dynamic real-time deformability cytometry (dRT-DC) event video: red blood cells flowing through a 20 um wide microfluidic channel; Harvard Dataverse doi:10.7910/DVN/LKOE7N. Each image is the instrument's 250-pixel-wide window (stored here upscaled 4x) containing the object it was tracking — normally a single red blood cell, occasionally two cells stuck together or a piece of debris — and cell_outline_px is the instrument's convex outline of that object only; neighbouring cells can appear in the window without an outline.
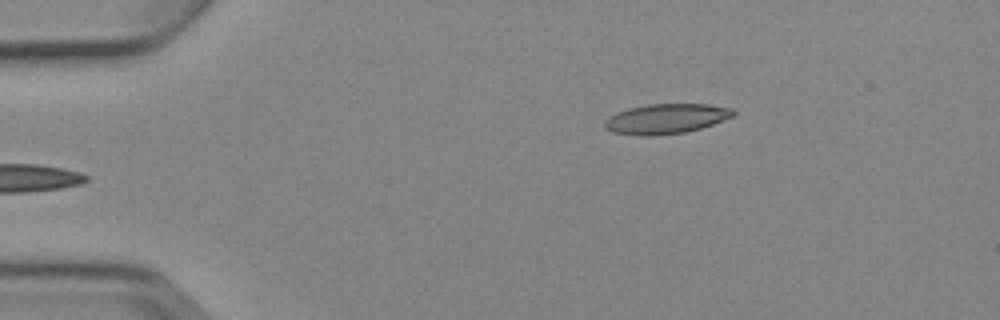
{"species": "Egyptian fruit bat (a non-hibernating species)", "species_latin": "Rousettus aegyptiacus", "temperature_condition": "cold", "stored_images_in_passage": 5, "camera_frame_rate_fps": 3000, "um_per_image_px": 0.085, "animal": {"sex": "female"}, "frame": {"image": 1, "passage_image": 5, "time_ms": 5.333, "image_size_px": [1000, 320], "cell_outline_px": [[736, 112], [732, 116], [712, 124], [700, 128], [684, 132], [648, 136], [640, 136], [612, 132], [604, 128], [604, 120], [608, 116], [616, 112], [628, 108], [648, 104], [708, 104], [732, 108]], "centroid_in_image_um": [56.55, 10.09], "position_along_channel_um": 28.4, "area_um2": 22.43}}